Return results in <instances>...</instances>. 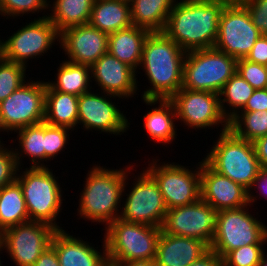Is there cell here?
<instances>
[{
  "instance_id": "obj_40",
  "label": "cell",
  "mask_w": 267,
  "mask_h": 266,
  "mask_svg": "<svg viewBox=\"0 0 267 266\" xmlns=\"http://www.w3.org/2000/svg\"><path fill=\"white\" fill-rule=\"evenodd\" d=\"M249 11L261 35H267V0H239Z\"/></svg>"
},
{
  "instance_id": "obj_15",
  "label": "cell",
  "mask_w": 267,
  "mask_h": 266,
  "mask_svg": "<svg viewBox=\"0 0 267 266\" xmlns=\"http://www.w3.org/2000/svg\"><path fill=\"white\" fill-rule=\"evenodd\" d=\"M57 230L49 224L28 221L0 233L3 253L15 266H33L40 255L51 246Z\"/></svg>"
},
{
  "instance_id": "obj_38",
  "label": "cell",
  "mask_w": 267,
  "mask_h": 266,
  "mask_svg": "<svg viewBox=\"0 0 267 266\" xmlns=\"http://www.w3.org/2000/svg\"><path fill=\"white\" fill-rule=\"evenodd\" d=\"M254 89L267 88V67L263 64L249 62L245 58L237 59V70Z\"/></svg>"
},
{
  "instance_id": "obj_32",
  "label": "cell",
  "mask_w": 267,
  "mask_h": 266,
  "mask_svg": "<svg viewBox=\"0 0 267 266\" xmlns=\"http://www.w3.org/2000/svg\"><path fill=\"white\" fill-rule=\"evenodd\" d=\"M255 89L236 72L224 85L219 93L222 114L229 121L247 103Z\"/></svg>"
},
{
  "instance_id": "obj_34",
  "label": "cell",
  "mask_w": 267,
  "mask_h": 266,
  "mask_svg": "<svg viewBox=\"0 0 267 266\" xmlns=\"http://www.w3.org/2000/svg\"><path fill=\"white\" fill-rule=\"evenodd\" d=\"M31 13L38 15L37 19L47 17L48 0H0V16L4 20L10 21V18H13L16 21L19 17H28Z\"/></svg>"
},
{
  "instance_id": "obj_24",
  "label": "cell",
  "mask_w": 267,
  "mask_h": 266,
  "mask_svg": "<svg viewBox=\"0 0 267 266\" xmlns=\"http://www.w3.org/2000/svg\"><path fill=\"white\" fill-rule=\"evenodd\" d=\"M150 31L131 25L108 36V52L136 72L141 63L143 46Z\"/></svg>"
},
{
  "instance_id": "obj_6",
  "label": "cell",
  "mask_w": 267,
  "mask_h": 266,
  "mask_svg": "<svg viewBox=\"0 0 267 266\" xmlns=\"http://www.w3.org/2000/svg\"><path fill=\"white\" fill-rule=\"evenodd\" d=\"M101 231H104L103 238L110 266L122 262L155 259L161 235L160 227L117 218Z\"/></svg>"
},
{
  "instance_id": "obj_22",
  "label": "cell",
  "mask_w": 267,
  "mask_h": 266,
  "mask_svg": "<svg viewBox=\"0 0 267 266\" xmlns=\"http://www.w3.org/2000/svg\"><path fill=\"white\" fill-rule=\"evenodd\" d=\"M149 110L143 115V130L150 141L168 147L177 139V114L174 103L170 99H141ZM159 104V105H158ZM158 105V106H157ZM177 126H176V125ZM176 139V140H175ZM167 145V146H166ZM169 145V146H168Z\"/></svg>"
},
{
  "instance_id": "obj_31",
  "label": "cell",
  "mask_w": 267,
  "mask_h": 266,
  "mask_svg": "<svg viewBox=\"0 0 267 266\" xmlns=\"http://www.w3.org/2000/svg\"><path fill=\"white\" fill-rule=\"evenodd\" d=\"M30 221L20 183L0 189V233L7 228Z\"/></svg>"
},
{
  "instance_id": "obj_7",
  "label": "cell",
  "mask_w": 267,
  "mask_h": 266,
  "mask_svg": "<svg viewBox=\"0 0 267 266\" xmlns=\"http://www.w3.org/2000/svg\"><path fill=\"white\" fill-rule=\"evenodd\" d=\"M139 166L136 163L125 178L119 218L128 222L161 227L168 210L167 206L157 182L144 167L138 172L136 167Z\"/></svg>"
},
{
  "instance_id": "obj_49",
  "label": "cell",
  "mask_w": 267,
  "mask_h": 266,
  "mask_svg": "<svg viewBox=\"0 0 267 266\" xmlns=\"http://www.w3.org/2000/svg\"><path fill=\"white\" fill-rule=\"evenodd\" d=\"M0 254L4 256V254H3V250H2L1 242H0ZM1 255H0V266H4V265H3V261H1V259H2V258H1Z\"/></svg>"
},
{
  "instance_id": "obj_28",
  "label": "cell",
  "mask_w": 267,
  "mask_h": 266,
  "mask_svg": "<svg viewBox=\"0 0 267 266\" xmlns=\"http://www.w3.org/2000/svg\"><path fill=\"white\" fill-rule=\"evenodd\" d=\"M58 65L56 64L58 68H56L54 81H46V85L51 90L80 96L93 89L90 66L72 63L63 58Z\"/></svg>"
},
{
  "instance_id": "obj_19",
  "label": "cell",
  "mask_w": 267,
  "mask_h": 266,
  "mask_svg": "<svg viewBox=\"0 0 267 266\" xmlns=\"http://www.w3.org/2000/svg\"><path fill=\"white\" fill-rule=\"evenodd\" d=\"M108 36L90 24L76 25L60 32L58 48L65 60L91 67L108 52Z\"/></svg>"
},
{
  "instance_id": "obj_13",
  "label": "cell",
  "mask_w": 267,
  "mask_h": 266,
  "mask_svg": "<svg viewBox=\"0 0 267 266\" xmlns=\"http://www.w3.org/2000/svg\"><path fill=\"white\" fill-rule=\"evenodd\" d=\"M119 100L124 102L118 96L94 89L78 96V129L81 126L88 133L99 131L98 134H113L117 137L128 133L131 121L127 118V111L124 113L122 106H118Z\"/></svg>"
},
{
  "instance_id": "obj_45",
  "label": "cell",
  "mask_w": 267,
  "mask_h": 266,
  "mask_svg": "<svg viewBox=\"0 0 267 266\" xmlns=\"http://www.w3.org/2000/svg\"><path fill=\"white\" fill-rule=\"evenodd\" d=\"M33 266H60L58 255L52 246H49L36 260Z\"/></svg>"
},
{
  "instance_id": "obj_12",
  "label": "cell",
  "mask_w": 267,
  "mask_h": 266,
  "mask_svg": "<svg viewBox=\"0 0 267 266\" xmlns=\"http://www.w3.org/2000/svg\"><path fill=\"white\" fill-rule=\"evenodd\" d=\"M33 79L30 77L0 103V134L9 137L20 128L44 121L46 81Z\"/></svg>"
},
{
  "instance_id": "obj_50",
  "label": "cell",
  "mask_w": 267,
  "mask_h": 266,
  "mask_svg": "<svg viewBox=\"0 0 267 266\" xmlns=\"http://www.w3.org/2000/svg\"><path fill=\"white\" fill-rule=\"evenodd\" d=\"M1 37V35H0ZM0 57H1V38H0Z\"/></svg>"
},
{
  "instance_id": "obj_16",
  "label": "cell",
  "mask_w": 267,
  "mask_h": 266,
  "mask_svg": "<svg viewBox=\"0 0 267 266\" xmlns=\"http://www.w3.org/2000/svg\"><path fill=\"white\" fill-rule=\"evenodd\" d=\"M261 36L247 8L240 2H229L223 9L214 48L235 59L246 58Z\"/></svg>"
},
{
  "instance_id": "obj_43",
  "label": "cell",
  "mask_w": 267,
  "mask_h": 266,
  "mask_svg": "<svg viewBox=\"0 0 267 266\" xmlns=\"http://www.w3.org/2000/svg\"><path fill=\"white\" fill-rule=\"evenodd\" d=\"M249 62L266 65L267 63V35H261L246 56Z\"/></svg>"
},
{
  "instance_id": "obj_27",
  "label": "cell",
  "mask_w": 267,
  "mask_h": 266,
  "mask_svg": "<svg viewBox=\"0 0 267 266\" xmlns=\"http://www.w3.org/2000/svg\"><path fill=\"white\" fill-rule=\"evenodd\" d=\"M78 110V96L51 90L46 85L44 119L46 124L66 127L77 132Z\"/></svg>"
},
{
  "instance_id": "obj_26",
  "label": "cell",
  "mask_w": 267,
  "mask_h": 266,
  "mask_svg": "<svg viewBox=\"0 0 267 266\" xmlns=\"http://www.w3.org/2000/svg\"><path fill=\"white\" fill-rule=\"evenodd\" d=\"M89 24L112 34L132 25L128 0H94Z\"/></svg>"
},
{
  "instance_id": "obj_8",
  "label": "cell",
  "mask_w": 267,
  "mask_h": 266,
  "mask_svg": "<svg viewBox=\"0 0 267 266\" xmlns=\"http://www.w3.org/2000/svg\"><path fill=\"white\" fill-rule=\"evenodd\" d=\"M251 208L253 210V207L247 205L219 212L217 228L210 249L222 259L230 251L245 245L267 243V224L261 220L258 211L251 212Z\"/></svg>"
},
{
  "instance_id": "obj_30",
  "label": "cell",
  "mask_w": 267,
  "mask_h": 266,
  "mask_svg": "<svg viewBox=\"0 0 267 266\" xmlns=\"http://www.w3.org/2000/svg\"><path fill=\"white\" fill-rule=\"evenodd\" d=\"M93 3L94 0H48L47 18L59 33L72 26L89 24Z\"/></svg>"
},
{
  "instance_id": "obj_39",
  "label": "cell",
  "mask_w": 267,
  "mask_h": 266,
  "mask_svg": "<svg viewBox=\"0 0 267 266\" xmlns=\"http://www.w3.org/2000/svg\"><path fill=\"white\" fill-rule=\"evenodd\" d=\"M0 139V189L5 185H8L16 180L18 172V164L16 162V157L11 146V142L8 146L4 143L6 141H1Z\"/></svg>"
},
{
  "instance_id": "obj_25",
  "label": "cell",
  "mask_w": 267,
  "mask_h": 266,
  "mask_svg": "<svg viewBox=\"0 0 267 266\" xmlns=\"http://www.w3.org/2000/svg\"><path fill=\"white\" fill-rule=\"evenodd\" d=\"M13 134L17 135L16 139L11 137L12 139L7 141L14 143L13 149L18 167L24 166V159L27 157V161L30 162L27 163L30 164L29 167H45L44 121L20 128Z\"/></svg>"
},
{
  "instance_id": "obj_48",
  "label": "cell",
  "mask_w": 267,
  "mask_h": 266,
  "mask_svg": "<svg viewBox=\"0 0 267 266\" xmlns=\"http://www.w3.org/2000/svg\"><path fill=\"white\" fill-rule=\"evenodd\" d=\"M267 250L264 249L263 258L261 259L259 266H267Z\"/></svg>"
},
{
  "instance_id": "obj_35",
  "label": "cell",
  "mask_w": 267,
  "mask_h": 266,
  "mask_svg": "<svg viewBox=\"0 0 267 266\" xmlns=\"http://www.w3.org/2000/svg\"><path fill=\"white\" fill-rule=\"evenodd\" d=\"M27 69L24 65L0 57V103L28 81L27 71L31 70Z\"/></svg>"
},
{
  "instance_id": "obj_36",
  "label": "cell",
  "mask_w": 267,
  "mask_h": 266,
  "mask_svg": "<svg viewBox=\"0 0 267 266\" xmlns=\"http://www.w3.org/2000/svg\"><path fill=\"white\" fill-rule=\"evenodd\" d=\"M72 131L66 127L52 126L44 122V143H45V167H51L50 164L57 156L66 154L64 149H67L70 138L72 137Z\"/></svg>"
},
{
  "instance_id": "obj_17",
  "label": "cell",
  "mask_w": 267,
  "mask_h": 266,
  "mask_svg": "<svg viewBox=\"0 0 267 266\" xmlns=\"http://www.w3.org/2000/svg\"><path fill=\"white\" fill-rule=\"evenodd\" d=\"M219 212L200 198L194 203L167 210L161 232L202 240L210 247Z\"/></svg>"
},
{
  "instance_id": "obj_42",
  "label": "cell",
  "mask_w": 267,
  "mask_h": 266,
  "mask_svg": "<svg viewBox=\"0 0 267 266\" xmlns=\"http://www.w3.org/2000/svg\"><path fill=\"white\" fill-rule=\"evenodd\" d=\"M267 110V88L255 89L246 105L239 112H253Z\"/></svg>"
},
{
  "instance_id": "obj_2",
  "label": "cell",
  "mask_w": 267,
  "mask_h": 266,
  "mask_svg": "<svg viewBox=\"0 0 267 266\" xmlns=\"http://www.w3.org/2000/svg\"><path fill=\"white\" fill-rule=\"evenodd\" d=\"M227 0H177L163 32L186 53L214 47Z\"/></svg>"
},
{
  "instance_id": "obj_10",
  "label": "cell",
  "mask_w": 267,
  "mask_h": 266,
  "mask_svg": "<svg viewBox=\"0 0 267 266\" xmlns=\"http://www.w3.org/2000/svg\"><path fill=\"white\" fill-rule=\"evenodd\" d=\"M23 23L21 27L17 26L18 30L10 33L11 36L6 35V39L1 37V57L28 68L30 61L32 63L35 58L37 61L47 56L53 51L50 49L59 46L60 33L47 17H34L30 22Z\"/></svg>"
},
{
  "instance_id": "obj_44",
  "label": "cell",
  "mask_w": 267,
  "mask_h": 266,
  "mask_svg": "<svg viewBox=\"0 0 267 266\" xmlns=\"http://www.w3.org/2000/svg\"><path fill=\"white\" fill-rule=\"evenodd\" d=\"M188 266H223V261L216 252L209 249L205 254Z\"/></svg>"
},
{
  "instance_id": "obj_46",
  "label": "cell",
  "mask_w": 267,
  "mask_h": 266,
  "mask_svg": "<svg viewBox=\"0 0 267 266\" xmlns=\"http://www.w3.org/2000/svg\"><path fill=\"white\" fill-rule=\"evenodd\" d=\"M256 156L261 168H267V135L253 142Z\"/></svg>"
},
{
  "instance_id": "obj_51",
  "label": "cell",
  "mask_w": 267,
  "mask_h": 266,
  "mask_svg": "<svg viewBox=\"0 0 267 266\" xmlns=\"http://www.w3.org/2000/svg\"><path fill=\"white\" fill-rule=\"evenodd\" d=\"M227 1H229V2H234V1H239V0H227Z\"/></svg>"
},
{
  "instance_id": "obj_18",
  "label": "cell",
  "mask_w": 267,
  "mask_h": 266,
  "mask_svg": "<svg viewBox=\"0 0 267 266\" xmlns=\"http://www.w3.org/2000/svg\"><path fill=\"white\" fill-rule=\"evenodd\" d=\"M90 68L91 83L95 85H92L93 89L98 87L95 90L118 96L124 101L138 98L141 84L136 77V71L109 52Z\"/></svg>"
},
{
  "instance_id": "obj_37",
  "label": "cell",
  "mask_w": 267,
  "mask_h": 266,
  "mask_svg": "<svg viewBox=\"0 0 267 266\" xmlns=\"http://www.w3.org/2000/svg\"><path fill=\"white\" fill-rule=\"evenodd\" d=\"M267 244H250L230 251L223 266H259Z\"/></svg>"
},
{
  "instance_id": "obj_21",
  "label": "cell",
  "mask_w": 267,
  "mask_h": 266,
  "mask_svg": "<svg viewBox=\"0 0 267 266\" xmlns=\"http://www.w3.org/2000/svg\"><path fill=\"white\" fill-rule=\"evenodd\" d=\"M201 199L216 210L236 209L248 204V190L214 171L203 159L200 172Z\"/></svg>"
},
{
  "instance_id": "obj_5",
  "label": "cell",
  "mask_w": 267,
  "mask_h": 266,
  "mask_svg": "<svg viewBox=\"0 0 267 266\" xmlns=\"http://www.w3.org/2000/svg\"><path fill=\"white\" fill-rule=\"evenodd\" d=\"M216 138L201 158L214 171L248 190L261 168L253 143L237 137L230 129L216 133Z\"/></svg>"
},
{
  "instance_id": "obj_9",
  "label": "cell",
  "mask_w": 267,
  "mask_h": 266,
  "mask_svg": "<svg viewBox=\"0 0 267 266\" xmlns=\"http://www.w3.org/2000/svg\"><path fill=\"white\" fill-rule=\"evenodd\" d=\"M148 157L144 168L157 182L167 209L184 206L201 198L200 172L201 161L187 166L178 162L163 161L159 156Z\"/></svg>"
},
{
  "instance_id": "obj_1",
  "label": "cell",
  "mask_w": 267,
  "mask_h": 266,
  "mask_svg": "<svg viewBox=\"0 0 267 266\" xmlns=\"http://www.w3.org/2000/svg\"><path fill=\"white\" fill-rule=\"evenodd\" d=\"M186 52L164 32H150L143 46L142 59L136 77L148 80L141 99H171L183 85Z\"/></svg>"
},
{
  "instance_id": "obj_4",
  "label": "cell",
  "mask_w": 267,
  "mask_h": 266,
  "mask_svg": "<svg viewBox=\"0 0 267 266\" xmlns=\"http://www.w3.org/2000/svg\"><path fill=\"white\" fill-rule=\"evenodd\" d=\"M26 167L18 169L16 180L21 185L30 221L44 222L56 230L66 229L57 222L66 208L63 182L61 185L59 177L49 167Z\"/></svg>"
},
{
  "instance_id": "obj_23",
  "label": "cell",
  "mask_w": 267,
  "mask_h": 266,
  "mask_svg": "<svg viewBox=\"0 0 267 266\" xmlns=\"http://www.w3.org/2000/svg\"><path fill=\"white\" fill-rule=\"evenodd\" d=\"M209 249L202 240L161 232L154 260L156 266H188Z\"/></svg>"
},
{
  "instance_id": "obj_29",
  "label": "cell",
  "mask_w": 267,
  "mask_h": 266,
  "mask_svg": "<svg viewBox=\"0 0 267 266\" xmlns=\"http://www.w3.org/2000/svg\"><path fill=\"white\" fill-rule=\"evenodd\" d=\"M131 22L150 32H163L177 0H129Z\"/></svg>"
},
{
  "instance_id": "obj_14",
  "label": "cell",
  "mask_w": 267,
  "mask_h": 266,
  "mask_svg": "<svg viewBox=\"0 0 267 266\" xmlns=\"http://www.w3.org/2000/svg\"><path fill=\"white\" fill-rule=\"evenodd\" d=\"M170 100L175 105L177 122L187 127L184 129L207 132L220 128L219 133L229 129V121L220 108L219 94L181 88Z\"/></svg>"
},
{
  "instance_id": "obj_11",
  "label": "cell",
  "mask_w": 267,
  "mask_h": 266,
  "mask_svg": "<svg viewBox=\"0 0 267 266\" xmlns=\"http://www.w3.org/2000/svg\"><path fill=\"white\" fill-rule=\"evenodd\" d=\"M237 59L214 47L186 53L182 88L219 94L236 73Z\"/></svg>"
},
{
  "instance_id": "obj_47",
  "label": "cell",
  "mask_w": 267,
  "mask_h": 266,
  "mask_svg": "<svg viewBox=\"0 0 267 266\" xmlns=\"http://www.w3.org/2000/svg\"><path fill=\"white\" fill-rule=\"evenodd\" d=\"M114 266H156L155 260H139L118 263Z\"/></svg>"
},
{
  "instance_id": "obj_41",
  "label": "cell",
  "mask_w": 267,
  "mask_h": 266,
  "mask_svg": "<svg viewBox=\"0 0 267 266\" xmlns=\"http://www.w3.org/2000/svg\"><path fill=\"white\" fill-rule=\"evenodd\" d=\"M259 192V193H258ZM267 201V169L260 168L252 186L248 189V204L252 207L257 200ZM266 199V200H265ZM256 202V203H255Z\"/></svg>"
},
{
  "instance_id": "obj_33",
  "label": "cell",
  "mask_w": 267,
  "mask_h": 266,
  "mask_svg": "<svg viewBox=\"0 0 267 266\" xmlns=\"http://www.w3.org/2000/svg\"><path fill=\"white\" fill-rule=\"evenodd\" d=\"M229 129L237 137L253 143L267 135V110L238 112L229 120Z\"/></svg>"
},
{
  "instance_id": "obj_3",
  "label": "cell",
  "mask_w": 267,
  "mask_h": 266,
  "mask_svg": "<svg viewBox=\"0 0 267 266\" xmlns=\"http://www.w3.org/2000/svg\"><path fill=\"white\" fill-rule=\"evenodd\" d=\"M98 163L87 170L83 189L79 193L77 219L101 224L105 229L111 222L119 218L121 203L128 172L136 165L135 162L123 165V169L116 166L108 168ZM118 167V168H117ZM81 218V219H80Z\"/></svg>"
},
{
  "instance_id": "obj_20",
  "label": "cell",
  "mask_w": 267,
  "mask_h": 266,
  "mask_svg": "<svg viewBox=\"0 0 267 266\" xmlns=\"http://www.w3.org/2000/svg\"><path fill=\"white\" fill-rule=\"evenodd\" d=\"M72 233L73 232L69 233V231L65 229L57 230L52 237L51 246L58 255L60 266L109 265L103 237H101L102 239L100 240H103L100 247L97 243L92 244L90 239L87 241V237L84 239V236L81 238L79 234L76 236V233L75 235Z\"/></svg>"
}]
</instances>
